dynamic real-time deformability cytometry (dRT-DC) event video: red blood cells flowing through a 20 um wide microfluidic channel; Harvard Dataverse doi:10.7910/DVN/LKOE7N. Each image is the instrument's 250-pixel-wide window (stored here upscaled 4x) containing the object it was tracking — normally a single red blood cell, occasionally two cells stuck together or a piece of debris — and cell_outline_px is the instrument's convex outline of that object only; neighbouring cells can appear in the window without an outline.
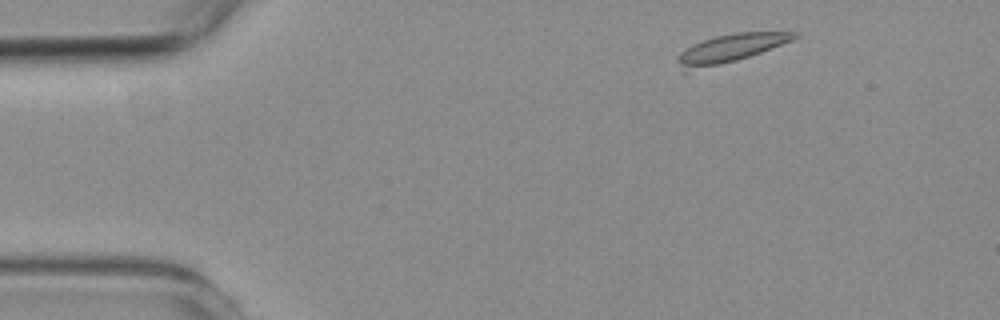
{"species": "common noctule bat (a hibernating species)", "species_latin": "Nyctalus noctula", "temperature_condition": "room temperature", "stored_images_in_passage": 4, "camera_frame_rate_fps": 3000, "um_per_image_px": 0.085, "animal": {"sex": "female", "body_mass_g": 19.3, "forearm_length_mm": 54.1}, "frame": {"image": 1, "passage_image": 1, "time_ms": 0.0, "image_size_px": [1000, 320], "cell_outline_px": [[800, 36], [792, 40], [760, 52], [736, 60], [688, 72], [684, 72], [680, 60], [680, 52], [704, 40], [716, 36], [736, 32], [800, 32]], "centroid_in_image_um": [62.14, 4.09], "position_along_channel_um": 22.9, "area_um2": 18.44}}